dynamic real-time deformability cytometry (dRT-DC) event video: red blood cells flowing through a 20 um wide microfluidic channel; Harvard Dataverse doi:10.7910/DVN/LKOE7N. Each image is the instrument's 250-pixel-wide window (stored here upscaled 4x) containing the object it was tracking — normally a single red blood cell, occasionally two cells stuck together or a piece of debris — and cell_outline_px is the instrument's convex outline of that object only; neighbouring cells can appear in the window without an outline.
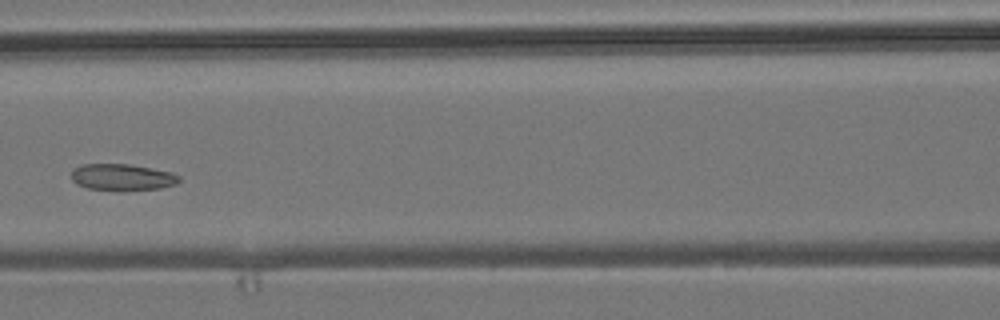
{"species": "common noctule bat (a hibernating species)", "species_latin": "Nyctalus noctula", "temperature_condition": "room temperature", "stored_images_in_passage": 4, "camera_frame_rate_fps": 3000, "um_per_image_px": 0.085, "animal": {"sex": "male", "body_mass_g": 19.2, "forearm_length_mm": 51.8}, "frame": {"image": 1, "passage_image": 4, "time_ms": 3.333, "image_size_px": [1000, 320], "cell_outline_px": [[180, 180], [176, 184], [160, 188], [116, 192], [88, 188], [76, 184], [72, 180], [72, 168], [80, 164], [128, 164], [172, 172], [180, 176]], "centroid_in_image_um": [10.36, 15.08], "position_along_channel_um": 156.2, "area_um2": 17.05}}